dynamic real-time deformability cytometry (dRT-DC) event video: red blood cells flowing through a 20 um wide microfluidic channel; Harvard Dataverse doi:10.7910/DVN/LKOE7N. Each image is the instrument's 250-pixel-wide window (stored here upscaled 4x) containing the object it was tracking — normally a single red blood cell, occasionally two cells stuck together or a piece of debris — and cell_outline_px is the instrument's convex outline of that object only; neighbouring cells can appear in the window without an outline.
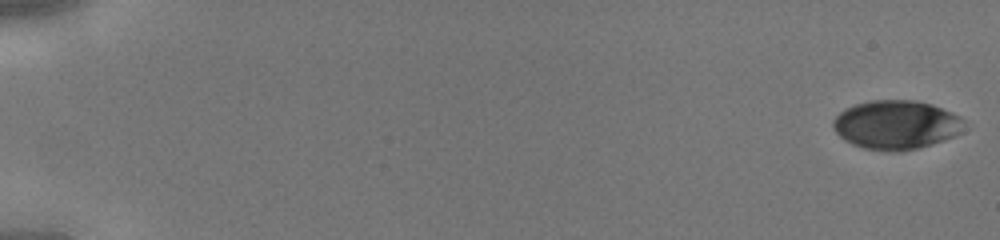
{"species": "human", "species_latin": "Homo sapiens", "temperature_condition": "cold", "stored_images_in_passage": 45, "camera_frame_rate_fps": 3000, "um_per_image_px": 0.085, "donor": {"sex": "male"}, "frame": {"image": 1, "passage_image": 1, "time_ms": 0.0, "image_size_px": [1000, 240], "cell_outline_px": [[964, 120], [960, 132], [952, 136], [916, 148], [900, 152], [888, 152], [864, 148], [852, 144], [844, 140], [836, 132], [832, 124], [832, 120], [844, 108], [856, 104], [872, 100], [916, 100], [932, 104], [952, 112], [960, 116]], "centroid_in_image_um": [76.13, 10.6], "position_along_channel_um": 8.9, "area_um2": 37.22}}
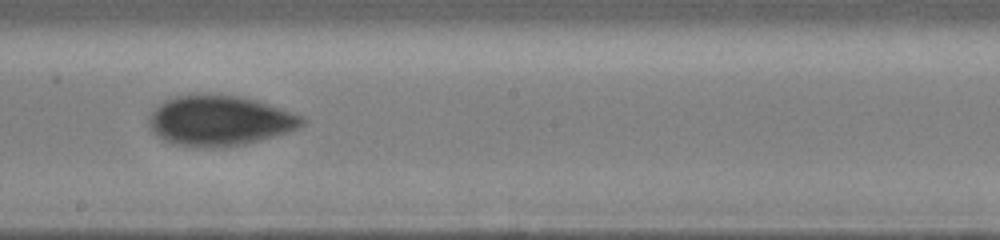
{"frame": {"image": 2, "passage_image": 27, "time_ms": 8.667, "image_size_px": [1000, 240], "cell_outline_px": [[308, 120], [300, 128], [288, 132], [260, 140], [244, 144], [224, 148], [212, 148], [172, 144], [156, 136], [148, 124], [148, 116], [156, 104], [164, 100], [176, 96], [192, 92], [200, 92], [244, 96], [304, 116]], "centroid_in_image_um": [18.64, 10.23], "position_along_channel_um": 229.6, "area_um2": 46.01}}
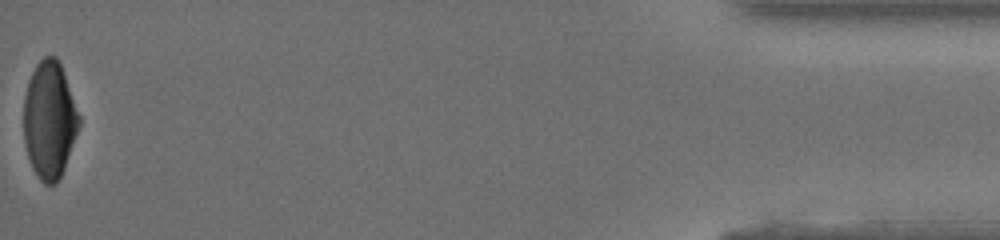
{"frame": {"image": 3, "passage_image": 45, "time_ms": 14.667, "image_size_px": [1000, 240], "cell_outline_px": [[80, 124], [64, 168], [56, 184], [44, 184], [40, 180], [32, 168], [24, 144], [24, 96], [28, 80], [36, 64], [44, 56], [56, 56], [60, 64], [80, 116]], "centroid_in_image_um": [4.18, 10.2], "position_along_channel_um": 431.0, "area_um2": 37.57}}